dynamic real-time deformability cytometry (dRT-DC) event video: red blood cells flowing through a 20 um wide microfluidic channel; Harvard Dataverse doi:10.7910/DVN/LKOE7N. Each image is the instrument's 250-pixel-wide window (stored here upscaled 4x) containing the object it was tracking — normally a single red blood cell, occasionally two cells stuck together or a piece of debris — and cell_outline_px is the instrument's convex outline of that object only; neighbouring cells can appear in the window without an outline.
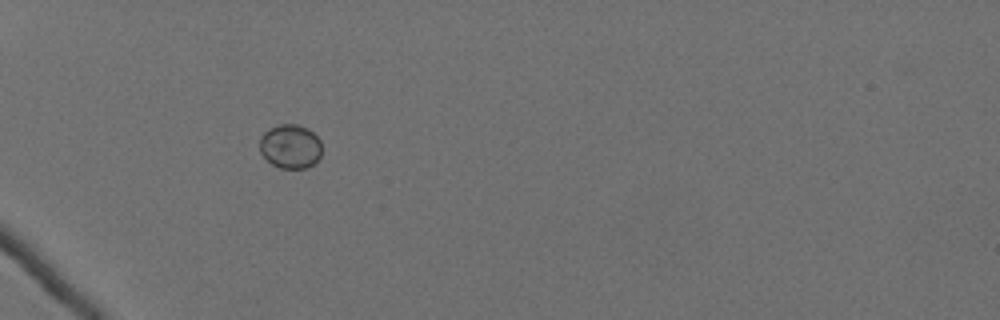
{"species": "Egyptian fruit bat (a non-hibernating species)", "species_latin": "Rousettus aegyptiacus", "temperature_condition": "cold", "stored_images_in_passage": 40, "camera_frame_rate_fps": 3000, "um_per_image_px": 0.085, "animal": {"sex": "female"}, "frame": {"image": 1, "passage_image": 1, "time_ms": 0.0, "image_size_px": [1000, 320], "cell_outline_px": [[320, 156], [308, 168], [280, 168], [272, 164], [260, 152], [260, 136], [268, 128], [280, 124], [296, 124], [308, 128], [320, 140]], "centroid_in_image_um": [24.66, 12.43], "position_along_channel_um": 60.3, "area_um2": 15.9}}
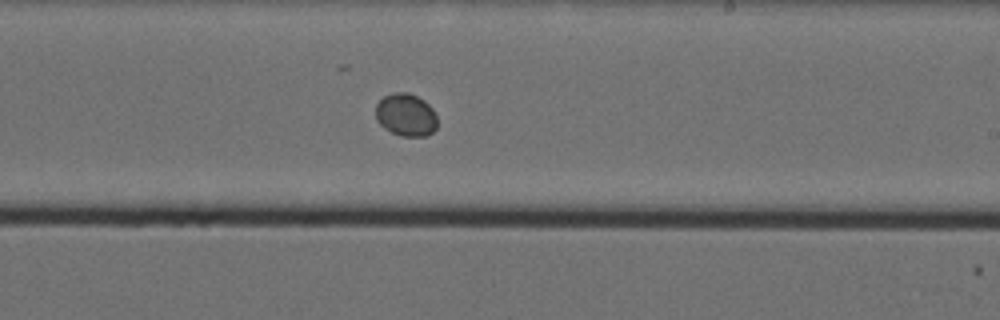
{"frame": {"image": 2, "passage_image": 19, "time_ms": 6.0, "image_size_px": [1000, 320], "cell_outline_px": [[436, 128], [432, 132], [424, 136], [400, 136], [384, 128], [376, 120], [376, 104], [384, 96], [392, 92], [408, 92], [424, 100], [432, 108], [436, 116]], "centroid_in_image_um": [34.48, 9.76], "position_along_channel_um": 254.5, "area_um2": 15.32}}
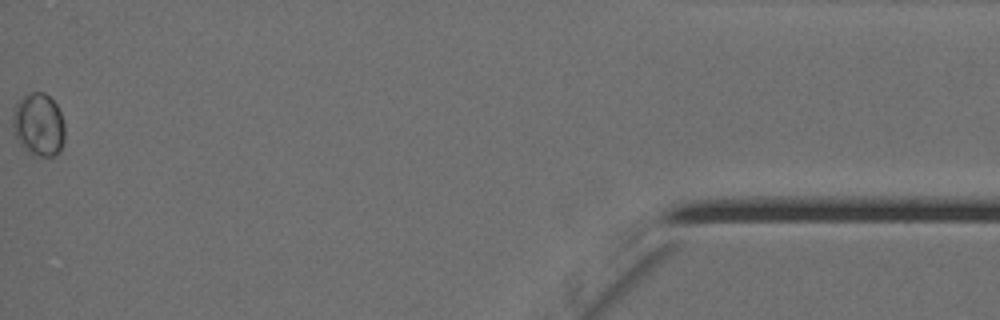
{"frame": {"image": 3, "passage_image": 40, "time_ms": 13.0, "image_size_px": [1000, 320], "cell_outline_px": [[64, 140], [60, 152], [56, 156], [40, 156], [24, 148], [20, 144], [16, 136], [12, 124], [12, 116], [16, 104], [20, 96], [28, 92], [44, 92], [56, 104], [60, 112], [64, 124]], "centroid_in_image_um": [3.28, 10.56], "position_along_channel_um": 431.9, "area_um2": 19.13}}